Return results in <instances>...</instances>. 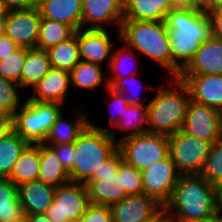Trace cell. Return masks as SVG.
Returning <instances> with one entry per match:
<instances>
[{
  "instance_id": "obj_1",
  "label": "cell",
  "mask_w": 222,
  "mask_h": 222,
  "mask_svg": "<svg viewBox=\"0 0 222 222\" xmlns=\"http://www.w3.org/2000/svg\"><path fill=\"white\" fill-rule=\"evenodd\" d=\"M164 21L171 47V78H177L202 42L213 36L211 19L201 9L177 5Z\"/></svg>"
},
{
  "instance_id": "obj_2",
  "label": "cell",
  "mask_w": 222,
  "mask_h": 222,
  "mask_svg": "<svg viewBox=\"0 0 222 222\" xmlns=\"http://www.w3.org/2000/svg\"><path fill=\"white\" fill-rule=\"evenodd\" d=\"M158 85L157 93L147 102L148 132L172 135L182 129L191 100L187 86L178 78Z\"/></svg>"
},
{
  "instance_id": "obj_3",
  "label": "cell",
  "mask_w": 222,
  "mask_h": 222,
  "mask_svg": "<svg viewBox=\"0 0 222 222\" xmlns=\"http://www.w3.org/2000/svg\"><path fill=\"white\" fill-rule=\"evenodd\" d=\"M163 209L170 220L216 217L215 187L201 175H181Z\"/></svg>"
},
{
  "instance_id": "obj_4",
  "label": "cell",
  "mask_w": 222,
  "mask_h": 222,
  "mask_svg": "<svg viewBox=\"0 0 222 222\" xmlns=\"http://www.w3.org/2000/svg\"><path fill=\"white\" fill-rule=\"evenodd\" d=\"M110 128L90 124L74 142V162L69 173L72 182L85 184L102 163L117 150L118 142L109 134Z\"/></svg>"
},
{
  "instance_id": "obj_5",
  "label": "cell",
  "mask_w": 222,
  "mask_h": 222,
  "mask_svg": "<svg viewBox=\"0 0 222 222\" xmlns=\"http://www.w3.org/2000/svg\"><path fill=\"white\" fill-rule=\"evenodd\" d=\"M119 40L139 56L159 64L171 77V47L165 21L123 20Z\"/></svg>"
},
{
  "instance_id": "obj_6",
  "label": "cell",
  "mask_w": 222,
  "mask_h": 222,
  "mask_svg": "<svg viewBox=\"0 0 222 222\" xmlns=\"http://www.w3.org/2000/svg\"><path fill=\"white\" fill-rule=\"evenodd\" d=\"M62 111V104L27 98L12 117L13 130L29 144H42Z\"/></svg>"
},
{
  "instance_id": "obj_7",
  "label": "cell",
  "mask_w": 222,
  "mask_h": 222,
  "mask_svg": "<svg viewBox=\"0 0 222 222\" xmlns=\"http://www.w3.org/2000/svg\"><path fill=\"white\" fill-rule=\"evenodd\" d=\"M122 162V154L117 150L98 170L94 171L92 177L85 183L90 204L111 207L127 197L122 174H118Z\"/></svg>"
},
{
  "instance_id": "obj_8",
  "label": "cell",
  "mask_w": 222,
  "mask_h": 222,
  "mask_svg": "<svg viewBox=\"0 0 222 222\" xmlns=\"http://www.w3.org/2000/svg\"><path fill=\"white\" fill-rule=\"evenodd\" d=\"M123 161L142 171L169 154L168 136L145 133L127 137L118 142Z\"/></svg>"
},
{
  "instance_id": "obj_9",
  "label": "cell",
  "mask_w": 222,
  "mask_h": 222,
  "mask_svg": "<svg viewBox=\"0 0 222 222\" xmlns=\"http://www.w3.org/2000/svg\"><path fill=\"white\" fill-rule=\"evenodd\" d=\"M169 154L181 175H200L212 142L189 136L182 130L168 136Z\"/></svg>"
},
{
  "instance_id": "obj_10",
  "label": "cell",
  "mask_w": 222,
  "mask_h": 222,
  "mask_svg": "<svg viewBox=\"0 0 222 222\" xmlns=\"http://www.w3.org/2000/svg\"><path fill=\"white\" fill-rule=\"evenodd\" d=\"M89 205L86 185L70 181L55 187L53 203L45 215L50 222H75Z\"/></svg>"
},
{
  "instance_id": "obj_11",
  "label": "cell",
  "mask_w": 222,
  "mask_h": 222,
  "mask_svg": "<svg viewBox=\"0 0 222 222\" xmlns=\"http://www.w3.org/2000/svg\"><path fill=\"white\" fill-rule=\"evenodd\" d=\"M144 194L164 207L171 199L181 174L170 154L141 171Z\"/></svg>"
},
{
  "instance_id": "obj_12",
  "label": "cell",
  "mask_w": 222,
  "mask_h": 222,
  "mask_svg": "<svg viewBox=\"0 0 222 222\" xmlns=\"http://www.w3.org/2000/svg\"><path fill=\"white\" fill-rule=\"evenodd\" d=\"M181 130L189 136L215 142L222 137L218 110L190 100Z\"/></svg>"
},
{
  "instance_id": "obj_13",
  "label": "cell",
  "mask_w": 222,
  "mask_h": 222,
  "mask_svg": "<svg viewBox=\"0 0 222 222\" xmlns=\"http://www.w3.org/2000/svg\"><path fill=\"white\" fill-rule=\"evenodd\" d=\"M40 13L37 7L27 10L9 11L6 19L5 35L17 47L37 48L40 28Z\"/></svg>"
},
{
  "instance_id": "obj_14",
  "label": "cell",
  "mask_w": 222,
  "mask_h": 222,
  "mask_svg": "<svg viewBox=\"0 0 222 222\" xmlns=\"http://www.w3.org/2000/svg\"><path fill=\"white\" fill-rule=\"evenodd\" d=\"M124 20L123 0H83L82 28L106 29L108 25L118 26V39L120 28ZM89 25V26H88Z\"/></svg>"
},
{
  "instance_id": "obj_15",
  "label": "cell",
  "mask_w": 222,
  "mask_h": 222,
  "mask_svg": "<svg viewBox=\"0 0 222 222\" xmlns=\"http://www.w3.org/2000/svg\"><path fill=\"white\" fill-rule=\"evenodd\" d=\"M110 208L113 222H148L163 209L147 194L127 196Z\"/></svg>"
},
{
  "instance_id": "obj_16",
  "label": "cell",
  "mask_w": 222,
  "mask_h": 222,
  "mask_svg": "<svg viewBox=\"0 0 222 222\" xmlns=\"http://www.w3.org/2000/svg\"><path fill=\"white\" fill-rule=\"evenodd\" d=\"M108 33L106 29H78L77 41L80 60L102 66V63L108 59L109 64L115 43L111 41V36Z\"/></svg>"
},
{
  "instance_id": "obj_17",
  "label": "cell",
  "mask_w": 222,
  "mask_h": 222,
  "mask_svg": "<svg viewBox=\"0 0 222 222\" xmlns=\"http://www.w3.org/2000/svg\"><path fill=\"white\" fill-rule=\"evenodd\" d=\"M188 88L191 100L208 107L222 108V75H179Z\"/></svg>"
},
{
  "instance_id": "obj_18",
  "label": "cell",
  "mask_w": 222,
  "mask_h": 222,
  "mask_svg": "<svg viewBox=\"0 0 222 222\" xmlns=\"http://www.w3.org/2000/svg\"><path fill=\"white\" fill-rule=\"evenodd\" d=\"M179 75H222V40L212 36L202 42Z\"/></svg>"
},
{
  "instance_id": "obj_19",
  "label": "cell",
  "mask_w": 222,
  "mask_h": 222,
  "mask_svg": "<svg viewBox=\"0 0 222 222\" xmlns=\"http://www.w3.org/2000/svg\"><path fill=\"white\" fill-rule=\"evenodd\" d=\"M71 86L70 72L51 68L43 79L32 89L33 94L28 96L34 102L59 103L66 101L68 89Z\"/></svg>"
},
{
  "instance_id": "obj_20",
  "label": "cell",
  "mask_w": 222,
  "mask_h": 222,
  "mask_svg": "<svg viewBox=\"0 0 222 222\" xmlns=\"http://www.w3.org/2000/svg\"><path fill=\"white\" fill-rule=\"evenodd\" d=\"M83 0H45L37 9L40 17L71 26L75 31L82 28Z\"/></svg>"
},
{
  "instance_id": "obj_21",
  "label": "cell",
  "mask_w": 222,
  "mask_h": 222,
  "mask_svg": "<svg viewBox=\"0 0 222 222\" xmlns=\"http://www.w3.org/2000/svg\"><path fill=\"white\" fill-rule=\"evenodd\" d=\"M55 187L39 180L18 186V196L24 214H45L53 203Z\"/></svg>"
},
{
  "instance_id": "obj_22",
  "label": "cell",
  "mask_w": 222,
  "mask_h": 222,
  "mask_svg": "<svg viewBox=\"0 0 222 222\" xmlns=\"http://www.w3.org/2000/svg\"><path fill=\"white\" fill-rule=\"evenodd\" d=\"M176 6L173 0H124V20L164 21Z\"/></svg>"
},
{
  "instance_id": "obj_23",
  "label": "cell",
  "mask_w": 222,
  "mask_h": 222,
  "mask_svg": "<svg viewBox=\"0 0 222 222\" xmlns=\"http://www.w3.org/2000/svg\"><path fill=\"white\" fill-rule=\"evenodd\" d=\"M76 108L78 115L75 113L74 121L66 119L63 112L60 113L43 144H71L77 140L79 135L90 124V120L81 113L84 110L83 105L79 104Z\"/></svg>"
},
{
  "instance_id": "obj_24",
  "label": "cell",
  "mask_w": 222,
  "mask_h": 222,
  "mask_svg": "<svg viewBox=\"0 0 222 222\" xmlns=\"http://www.w3.org/2000/svg\"><path fill=\"white\" fill-rule=\"evenodd\" d=\"M40 144H29L15 162L8 176L17 186L38 179Z\"/></svg>"
},
{
  "instance_id": "obj_25",
  "label": "cell",
  "mask_w": 222,
  "mask_h": 222,
  "mask_svg": "<svg viewBox=\"0 0 222 222\" xmlns=\"http://www.w3.org/2000/svg\"><path fill=\"white\" fill-rule=\"evenodd\" d=\"M39 181L57 187L71 181L69 173L57 158L55 152L49 147L40 144Z\"/></svg>"
},
{
  "instance_id": "obj_26",
  "label": "cell",
  "mask_w": 222,
  "mask_h": 222,
  "mask_svg": "<svg viewBox=\"0 0 222 222\" xmlns=\"http://www.w3.org/2000/svg\"><path fill=\"white\" fill-rule=\"evenodd\" d=\"M51 69L46 50L27 49L25 64L21 72V88H33Z\"/></svg>"
},
{
  "instance_id": "obj_27",
  "label": "cell",
  "mask_w": 222,
  "mask_h": 222,
  "mask_svg": "<svg viewBox=\"0 0 222 222\" xmlns=\"http://www.w3.org/2000/svg\"><path fill=\"white\" fill-rule=\"evenodd\" d=\"M104 72L102 66L99 64L80 61L70 71L71 87L75 88L76 86V88L91 90L105 83L103 86L107 89L109 87L107 79L108 73Z\"/></svg>"
},
{
  "instance_id": "obj_28",
  "label": "cell",
  "mask_w": 222,
  "mask_h": 222,
  "mask_svg": "<svg viewBox=\"0 0 222 222\" xmlns=\"http://www.w3.org/2000/svg\"><path fill=\"white\" fill-rule=\"evenodd\" d=\"M116 131H125L117 142L130 136L145 134L148 132V106L142 104L128 105L118 123L114 127Z\"/></svg>"
},
{
  "instance_id": "obj_29",
  "label": "cell",
  "mask_w": 222,
  "mask_h": 222,
  "mask_svg": "<svg viewBox=\"0 0 222 222\" xmlns=\"http://www.w3.org/2000/svg\"><path fill=\"white\" fill-rule=\"evenodd\" d=\"M51 68L70 72L81 60L79 57V45L77 31L68 40L46 50Z\"/></svg>"
},
{
  "instance_id": "obj_30",
  "label": "cell",
  "mask_w": 222,
  "mask_h": 222,
  "mask_svg": "<svg viewBox=\"0 0 222 222\" xmlns=\"http://www.w3.org/2000/svg\"><path fill=\"white\" fill-rule=\"evenodd\" d=\"M29 145L14 130L0 139V177H8L24 149Z\"/></svg>"
},
{
  "instance_id": "obj_31",
  "label": "cell",
  "mask_w": 222,
  "mask_h": 222,
  "mask_svg": "<svg viewBox=\"0 0 222 222\" xmlns=\"http://www.w3.org/2000/svg\"><path fill=\"white\" fill-rule=\"evenodd\" d=\"M23 215L18 186L8 177H0V222H8Z\"/></svg>"
},
{
  "instance_id": "obj_32",
  "label": "cell",
  "mask_w": 222,
  "mask_h": 222,
  "mask_svg": "<svg viewBox=\"0 0 222 222\" xmlns=\"http://www.w3.org/2000/svg\"><path fill=\"white\" fill-rule=\"evenodd\" d=\"M75 30L62 22L41 18L37 49L47 50L71 38Z\"/></svg>"
},
{
  "instance_id": "obj_33",
  "label": "cell",
  "mask_w": 222,
  "mask_h": 222,
  "mask_svg": "<svg viewBox=\"0 0 222 222\" xmlns=\"http://www.w3.org/2000/svg\"><path fill=\"white\" fill-rule=\"evenodd\" d=\"M134 51V49L128 47L124 42L123 46H121L118 50H114V52L112 50L110 63L108 66L111 73L109 77H107L108 80H118L124 77H128L129 75L137 74V69L134 67H137L138 65L136 63V55L138 53ZM130 59H132V62ZM129 60L131 64L133 63L135 65L134 67L131 65V68L133 69L130 68Z\"/></svg>"
},
{
  "instance_id": "obj_34",
  "label": "cell",
  "mask_w": 222,
  "mask_h": 222,
  "mask_svg": "<svg viewBox=\"0 0 222 222\" xmlns=\"http://www.w3.org/2000/svg\"><path fill=\"white\" fill-rule=\"evenodd\" d=\"M200 175L214 187L222 184V137L212 143Z\"/></svg>"
},
{
  "instance_id": "obj_35",
  "label": "cell",
  "mask_w": 222,
  "mask_h": 222,
  "mask_svg": "<svg viewBox=\"0 0 222 222\" xmlns=\"http://www.w3.org/2000/svg\"><path fill=\"white\" fill-rule=\"evenodd\" d=\"M21 90L22 88L18 83L0 76V113L13 117L24 103L20 102L22 101V97L19 96Z\"/></svg>"
},
{
  "instance_id": "obj_36",
  "label": "cell",
  "mask_w": 222,
  "mask_h": 222,
  "mask_svg": "<svg viewBox=\"0 0 222 222\" xmlns=\"http://www.w3.org/2000/svg\"><path fill=\"white\" fill-rule=\"evenodd\" d=\"M27 48L18 47L0 61V76L21 86V72L25 64Z\"/></svg>"
},
{
  "instance_id": "obj_37",
  "label": "cell",
  "mask_w": 222,
  "mask_h": 222,
  "mask_svg": "<svg viewBox=\"0 0 222 222\" xmlns=\"http://www.w3.org/2000/svg\"><path fill=\"white\" fill-rule=\"evenodd\" d=\"M108 85L109 88L114 92H119L123 94L129 105H134V104L147 105L144 104L142 100L143 98L139 97L140 92H142L141 89L143 88V86L140 81V78L138 79L136 74L129 75L128 77H124L118 80H108ZM132 85L133 86L135 85L138 91L134 90L136 88H134Z\"/></svg>"
},
{
  "instance_id": "obj_38",
  "label": "cell",
  "mask_w": 222,
  "mask_h": 222,
  "mask_svg": "<svg viewBox=\"0 0 222 222\" xmlns=\"http://www.w3.org/2000/svg\"><path fill=\"white\" fill-rule=\"evenodd\" d=\"M118 174H122L127 196L144 194L141 171L123 161L118 168Z\"/></svg>"
},
{
  "instance_id": "obj_39",
  "label": "cell",
  "mask_w": 222,
  "mask_h": 222,
  "mask_svg": "<svg viewBox=\"0 0 222 222\" xmlns=\"http://www.w3.org/2000/svg\"><path fill=\"white\" fill-rule=\"evenodd\" d=\"M106 92L109 97L112 98L111 102L109 103V125L111 126L110 128L112 130L109 131V134L115 141H117L116 132L113 131V128L116 126L118 120L121 118V115L124 113V110H126L129 104L127 103L123 94L114 92L109 87L106 89Z\"/></svg>"
},
{
  "instance_id": "obj_40",
  "label": "cell",
  "mask_w": 222,
  "mask_h": 222,
  "mask_svg": "<svg viewBox=\"0 0 222 222\" xmlns=\"http://www.w3.org/2000/svg\"><path fill=\"white\" fill-rule=\"evenodd\" d=\"M83 222H113L111 208L103 205L90 204L81 216Z\"/></svg>"
},
{
  "instance_id": "obj_41",
  "label": "cell",
  "mask_w": 222,
  "mask_h": 222,
  "mask_svg": "<svg viewBox=\"0 0 222 222\" xmlns=\"http://www.w3.org/2000/svg\"><path fill=\"white\" fill-rule=\"evenodd\" d=\"M49 146L68 173L72 171L74 162V143L71 144H44Z\"/></svg>"
},
{
  "instance_id": "obj_42",
  "label": "cell",
  "mask_w": 222,
  "mask_h": 222,
  "mask_svg": "<svg viewBox=\"0 0 222 222\" xmlns=\"http://www.w3.org/2000/svg\"><path fill=\"white\" fill-rule=\"evenodd\" d=\"M211 19L213 37L222 40V6L207 12Z\"/></svg>"
},
{
  "instance_id": "obj_43",
  "label": "cell",
  "mask_w": 222,
  "mask_h": 222,
  "mask_svg": "<svg viewBox=\"0 0 222 222\" xmlns=\"http://www.w3.org/2000/svg\"><path fill=\"white\" fill-rule=\"evenodd\" d=\"M17 45L5 34L0 35V61L17 49Z\"/></svg>"
},
{
  "instance_id": "obj_44",
  "label": "cell",
  "mask_w": 222,
  "mask_h": 222,
  "mask_svg": "<svg viewBox=\"0 0 222 222\" xmlns=\"http://www.w3.org/2000/svg\"><path fill=\"white\" fill-rule=\"evenodd\" d=\"M9 11L27 10L35 7L33 0H2Z\"/></svg>"
},
{
  "instance_id": "obj_45",
  "label": "cell",
  "mask_w": 222,
  "mask_h": 222,
  "mask_svg": "<svg viewBox=\"0 0 222 222\" xmlns=\"http://www.w3.org/2000/svg\"><path fill=\"white\" fill-rule=\"evenodd\" d=\"M13 130L12 117L0 113V139Z\"/></svg>"
},
{
  "instance_id": "obj_46",
  "label": "cell",
  "mask_w": 222,
  "mask_h": 222,
  "mask_svg": "<svg viewBox=\"0 0 222 222\" xmlns=\"http://www.w3.org/2000/svg\"><path fill=\"white\" fill-rule=\"evenodd\" d=\"M180 5L184 7H193L208 12V0H181Z\"/></svg>"
},
{
  "instance_id": "obj_47",
  "label": "cell",
  "mask_w": 222,
  "mask_h": 222,
  "mask_svg": "<svg viewBox=\"0 0 222 222\" xmlns=\"http://www.w3.org/2000/svg\"><path fill=\"white\" fill-rule=\"evenodd\" d=\"M216 216L222 221V184L215 186Z\"/></svg>"
},
{
  "instance_id": "obj_48",
  "label": "cell",
  "mask_w": 222,
  "mask_h": 222,
  "mask_svg": "<svg viewBox=\"0 0 222 222\" xmlns=\"http://www.w3.org/2000/svg\"><path fill=\"white\" fill-rule=\"evenodd\" d=\"M27 222H50L45 214H26Z\"/></svg>"
},
{
  "instance_id": "obj_49",
  "label": "cell",
  "mask_w": 222,
  "mask_h": 222,
  "mask_svg": "<svg viewBox=\"0 0 222 222\" xmlns=\"http://www.w3.org/2000/svg\"><path fill=\"white\" fill-rule=\"evenodd\" d=\"M148 222H170V219L164 209H162L155 217Z\"/></svg>"
},
{
  "instance_id": "obj_50",
  "label": "cell",
  "mask_w": 222,
  "mask_h": 222,
  "mask_svg": "<svg viewBox=\"0 0 222 222\" xmlns=\"http://www.w3.org/2000/svg\"><path fill=\"white\" fill-rule=\"evenodd\" d=\"M170 222H222L217 216L193 220H170Z\"/></svg>"
},
{
  "instance_id": "obj_51",
  "label": "cell",
  "mask_w": 222,
  "mask_h": 222,
  "mask_svg": "<svg viewBox=\"0 0 222 222\" xmlns=\"http://www.w3.org/2000/svg\"><path fill=\"white\" fill-rule=\"evenodd\" d=\"M221 6L222 0H208V12Z\"/></svg>"
},
{
  "instance_id": "obj_52",
  "label": "cell",
  "mask_w": 222,
  "mask_h": 222,
  "mask_svg": "<svg viewBox=\"0 0 222 222\" xmlns=\"http://www.w3.org/2000/svg\"><path fill=\"white\" fill-rule=\"evenodd\" d=\"M9 10L6 8L4 2L0 0V17H7Z\"/></svg>"
},
{
  "instance_id": "obj_53",
  "label": "cell",
  "mask_w": 222,
  "mask_h": 222,
  "mask_svg": "<svg viewBox=\"0 0 222 222\" xmlns=\"http://www.w3.org/2000/svg\"><path fill=\"white\" fill-rule=\"evenodd\" d=\"M6 19L7 17H0V35L5 33Z\"/></svg>"
},
{
  "instance_id": "obj_54",
  "label": "cell",
  "mask_w": 222,
  "mask_h": 222,
  "mask_svg": "<svg viewBox=\"0 0 222 222\" xmlns=\"http://www.w3.org/2000/svg\"><path fill=\"white\" fill-rule=\"evenodd\" d=\"M8 222H27L26 214H24L23 216H20L16 219H12Z\"/></svg>"
},
{
  "instance_id": "obj_55",
  "label": "cell",
  "mask_w": 222,
  "mask_h": 222,
  "mask_svg": "<svg viewBox=\"0 0 222 222\" xmlns=\"http://www.w3.org/2000/svg\"><path fill=\"white\" fill-rule=\"evenodd\" d=\"M218 114H219V121H220L221 128H222V108L218 111Z\"/></svg>"
},
{
  "instance_id": "obj_56",
  "label": "cell",
  "mask_w": 222,
  "mask_h": 222,
  "mask_svg": "<svg viewBox=\"0 0 222 222\" xmlns=\"http://www.w3.org/2000/svg\"><path fill=\"white\" fill-rule=\"evenodd\" d=\"M43 1H45V0H33L35 7H37Z\"/></svg>"
},
{
  "instance_id": "obj_57",
  "label": "cell",
  "mask_w": 222,
  "mask_h": 222,
  "mask_svg": "<svg viewBox=\"0 0 222 222\" xmlns=\"http://www.w3.org/2000/svg\"><path fill=\"white\" fill-rule=\"evenodd\" d=\"M177 5H180L181 0H173Z\"/></svg>"
}]
</instances>
